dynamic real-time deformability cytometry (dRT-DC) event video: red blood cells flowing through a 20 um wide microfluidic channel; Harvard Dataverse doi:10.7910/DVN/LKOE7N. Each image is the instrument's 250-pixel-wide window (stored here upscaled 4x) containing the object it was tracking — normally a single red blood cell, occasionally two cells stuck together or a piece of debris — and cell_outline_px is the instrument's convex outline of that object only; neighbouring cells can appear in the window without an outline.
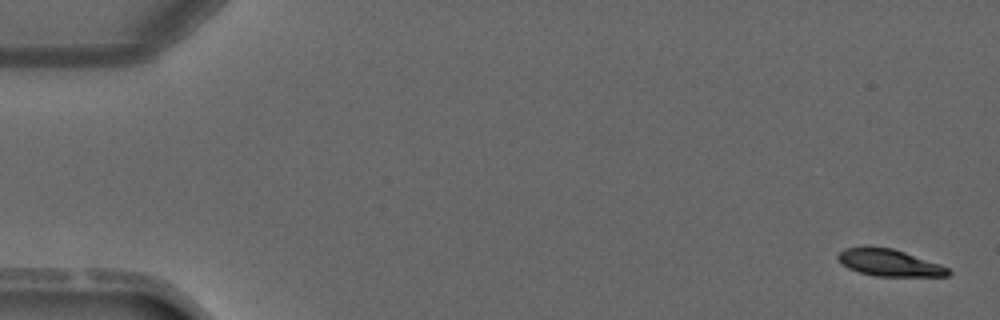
{"species": "common noctule bat (a hibernating species)", "species_latin": "Nyctalus noctula", "temperature_condition": "warm", "stored_images_in_passage": 5, "camera_frame_rate_fps": 3000, "um_per_image_px": 0.085, "animal": {"sex": "male", "forearm_length_mm": 52.5}, "frame": {"image": 1, "passage_image": 1, "time_ms": 0.0, "image_size_px": [1000, 320], "cell_outline_px": [[952, 272], [948, 276], [876, 276], [860, 272], [848, 268], [840, 264], [836, 256], [844, 248], [892, 248], [940, 264], [948, 268]], "centroid_in_image_um": [75.59, 22.35], "position_along_channel_um": 9.4, "area_um2": 16.94}}
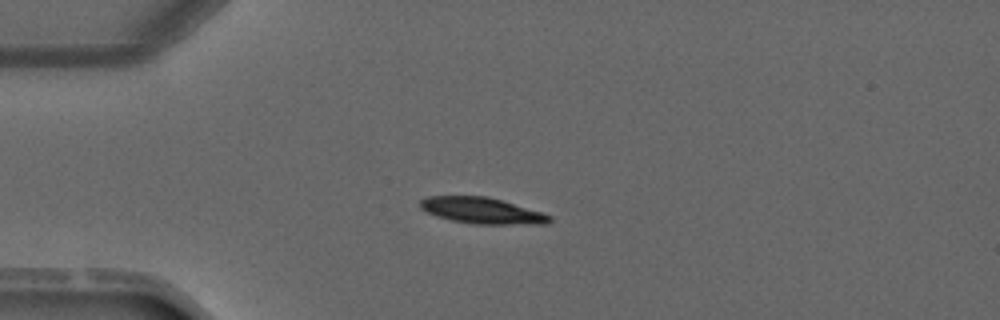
{"frame": {"image": 2, "passage_image": 4, "time_ms": 3.333, "image_size_px": [1000, 320], "cell_outline_px": [[552, 220], [548, 224], [476, 224], [452, 220], [436, 216], [420, 208], [420, 200], [428, 196], [488, 196], [540, 212], [552, 216]], "centroid_in_image_um": [40.96, 17.9], "position_along_channel_um": 44.0, "area_um2": 19.54}}